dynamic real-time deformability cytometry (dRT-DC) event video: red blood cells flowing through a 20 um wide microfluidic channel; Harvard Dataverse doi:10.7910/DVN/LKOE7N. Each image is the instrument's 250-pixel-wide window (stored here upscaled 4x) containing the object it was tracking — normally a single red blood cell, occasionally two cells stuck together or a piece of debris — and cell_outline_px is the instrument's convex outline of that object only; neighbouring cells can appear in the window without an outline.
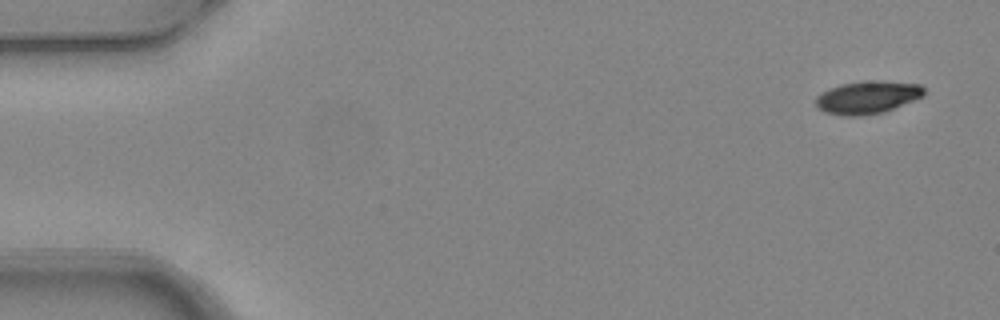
{"species": "common noctule bat (a hibernating species)", "species_latin": "Nyctalus noctula", "temperature_condition": "warm", "stored_images_in_passage": 2, "camera_frame_rate_fps": 3000, "um_per_image_px": 0.085, "animal": {"sex": "female", "body_mass_g": 24.6, "forearm_length_mm": 56.2}, "frame": {"image": 1, "passage_image": 1, "time_ms": 0.0, "image_size_px": [1000, 320], "cell_outline_px": [[924, 96], [884, 112], [860, 116], [844, 116], [824, 112], [816, 104], [816, 96], [820, 92], [828, 88], [840, 84], [864, 80], [876, 80], [920, 84], [924, 88]], "centroid_in_image_um": [73.72, 8.26], "position_along_channel_um": 11.3, "area_um2": 20.87}}